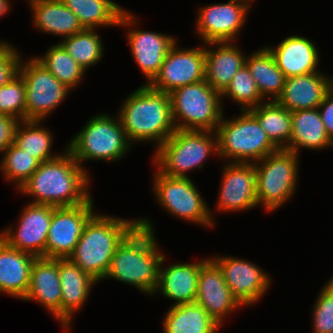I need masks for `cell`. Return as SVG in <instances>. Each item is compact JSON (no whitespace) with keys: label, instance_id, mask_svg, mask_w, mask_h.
Returning a JSON list of instances; mask_svg holds the SVG:
<instances>
[{"label":"cell","instance_id":"1","mask_svg":"<svg viewBox=\"0 0 333 333\" xmlns=\"http://www.w3.org/2000/svg\"><path fill=\"white\" fill-rule=\"evenodd\" d=\"M54 160L42 162L20 187V193L34 199L31 204L72 207L88 202L90 176L67 150Z\"/></svg>","mask_w":333,"mask_h":333},{"label":"cell","instance_id":"37","mask_svg":"<svg viewBox=\"0 0 333 333\" xmlns=\"http://www.w3.org/2000/svg\"><path fill=\"white\" fill-rule=\"evenodd\" d=\"M224 97H230L233 99L232 101L241 105V111L250 110L265 102L246 65L239 69L229 86L221 94V98Z\"/></svg>","mask_w":333,"mask_h":333},{"label":"cell","instance_id":"12","mask_svg":"<svg viewBox=\"0 0 333 333\" xmlns=\"http://www.w3.org/2000/svg\"><path fill=\"white\" fill-rule=\"evenodd\" d=\"M93 198L72 207H56L47 235L45 258L67 259L74 251L85 225L96 214Z\"/></svg>","mask_w":333,"mask_h":333},{"label":"cell","instance_id":"20","mask_svg":"<svg viewBox=\"0 0 333 333\" xmlns=\"http://www.w3.org/2000/svg\"><path fill=\"white\" fill-rule=\"evenodd\" d=\"M61 296L59 259L36 257L23 301L38 302L61 324Z\"/></svg>","mask_w":333,"mask_h":333},{"label":"cell","instance_id":"28","mask_svg":"<svg viewBox=\"0 0 333 333\" xmlns=\"http://www.w3.org/2000/svg\"><path fill=\"white\" fill-rule=\"evenodd\" d=\"M37 30L66 38L84 28L77 16L61 0H28Z\"/></svg>","mask_w":333,"mask_h":333},{"label":"cell","instance_id":"27","mask_svg":"<svg viewBox=\"0 0 333 333\" xmlns=\"http://www.w3.org/2000/svg\"><path fill=\"white\" fill-rule=\"evenodd\" d=\"M36 256L9 246L0 238V294L23 300Z\"/></svg>","mask_w":333,"mask_h":333},{"label":"cell","instance_id":"38","mask_svg":"<svg viewBox=\"0 0 333 333\" xmlns=\"http://www.w3.org/2000/svg\"><path fill=\"white\" fill-rule=\"evenodd\" d=\"M26 87L18 73L6 85L0 87V114L25 120Z\"/></svg>","mask_w":333,"mask_h":333},{"label":"cell","instance_id":"42","mask_svg":"<svg viewBox=\"0 0 333 333\" xmlns=\"http://www.w3.org/2000/svg\"><path fill=\"white\" fill-rule=\"evenodd\" d=\"M325 130L333 142V93L329 91L318 107Z\"/></svg>","mask_w":333,"mask_h":333},{"label":"cell","instance_id":"10","mask_svg":"<svg viewBox=\"0 0 333 333\" xmlns=\"http://www.w3.org/2000/svg\"><path fill=\"white\" fill-rule=\"evenodd\" d=\"M153 191L157 203L176 218L208 228L215 226L213 213L190 178L168 177L156 168Z\"/></svg>","mask_w":333,"mask_h":333},{"label":"cell","instance_id":"31","mask_svg":"<svg viewBox=\"0 0 333 333\" xmlns=\"http://www.w3.org/2000/svg\"><path fill=\"white\" fill-rule=\"evenodd\" d=\"M245 65L256 82L260 95L276 101L282 94L286 77L278 68L273 55L264 47L246 57Z\"/></svg>","mask_w":333,"mask_h":333},{"label":"cell","instance_id":"11","mask_svg":"<svg viewBox=\"0 0 333 333\" xmlns=\"http://www.w3.org/2000/svg\"><path fill=\"white\" fill-rule=\"evenodd\" d=\"M29 59L24 61L21 58L18 68L26 87L25 120L43 121L65 101L70 89L34 57Z\"/></svg>","mask_w":333,"mask_h":333},{"label":"cell","instance_id":"21","mask_svg":"<svg viewBox=\"0 0 333 333\" xmlns=\"http://www.w3.org/2000/svg\"><path fill=\"white\" fill-rule=\"evenodd\" d=\"M278 68L286 78L319 71V52L311 40L292 35L283 39L277 47L267 46Z\"/></svg>","mask_w":333,"mask_h":333},{"label":"cell","instance_id":"33","mask_svg":"<svg viewBox=\"0 0 333 333\" xmlns=\"http://www.w3.org/2000/svg\"><path fill=\"white\" fill-rule=\"evenodd\" d=\"M41 122L40 120L20 121L14 137V144L40 163L54 160L62 154L51 153L53 134L46 127H42L44 122Z\"/></svg>","mask_w":333,"mask_h":333},{"label":"cell","instance_id":"8","mask_svg":"<svg viewBox=\"0 0 333 333\" xmlns=\"http://www.w3.org/2000/svg\"><path fill=\"white\" fill-rule=\"evenodd\" d=\"M173 122L176 129H216L224 114L221 94L206 80L173 90L170 94Z\"/></svg>","mask_w":333,"mask_h":333},{"label":"cell","instance_id":"3","mask_svg":"<svg viewBox=\"0 0 333 333\" xmlns=\"http://www.w3.org/2000/svg\"><path fill=\"white\" fill-rule=\"evenodd\" d=\"M117 115L131 144L153 141L157 150L176 130L170 95L149 85L130 93Z\"/></svg>","mask_w":333,"mask_h":333},{"label":"cell","instance_id":"5","mask_svg":"<svg viewBox=\"0 0 333 333\" xmlns=\"http://www.w3.org/2000/svg\"><path fill=\"white\" fill-rule=\"evenodd\" d=\"M213 152L217 155L216 132L176 129L155 151L152 161L168 177L190 178L187 172L201 170Z\"/></svg>","mask_w":333,"mask_h":333},{"label":"cell","instance_id":"36","mask_svg":"<svg viewBox=\"0 0 333 333\" xmlns=\"http://www.w3.org/2000/svg\"><path fill=\"white\" fill-rule=\"evenodd\" d=\"M1 158L0 169L5 177V181L16 184L17 190L36 171L40 162L17 147L14 143L6 148Z\"/></svg>","mask_w":333,"mask_h":333},{"label":"cell","instance_id":"46","mask_svg":"<svg viewBox=\"0 0 333 333\" xmlns=\"http://www.w3.org/2000/svg\"><path fill=\"white\" fill-rule=\"evenodd\" d=\"M246 1L247 3H249L251 5V1L253 2L254 0H243Z\"/></svg>","mask_w":333,"mask_h":333},{"label":"cell","instance_id":"17","mask_svg":"<svg viewBox=\"0 0 333 333\" xmlns=\"http://www.w3.org/2000/svg\"><path fill=\"white\" fill-rule=\"evenodd\" d=\"M218 212H244L257 207L254 163L228 162L223 166Z\"/></svg>","mask_w":333,"mask_h":333},{"label":"cell","instance_id":"15","mask_svg":"<svg viewBox=\"0 0 333 333\" xmlns=\"http://www.w3.org/2000/svg\"><path fill=\"white\" fill-rule=\"evenodd\" d=\"M55 208L52 205L26 204L16 228L11 225L4 229L0 238L15 249L45 258L47 235Z\"/></svg>","mask_w":333,"mask_h":333},{"label":"cell","instance_id":"40","mask_svg":"<svg viewBox=\"0 0 333 333\" xmlns=\"http://www.w3.org/2000/svg\"><path fill=\"white\" fill-rule=\"evenodd\" d=\"M8 42L0 41V87L18 74L21 52Z\"/></svg>","mask_w":333,"mask_h":333},{"label":"cell","instance_id":"14","mask_svg":"<svg viewBox=\"0 0 333 333\" xmlns=\"http://www.w3.org/2000/svg\"><path fill=\"white\" fill-rule=\"evenodd\" d=\"M251 5L243 0H229L201 6L198 9L196 32L205 43L233 42L242 30Z\"/></svg>","mask_w":333,"mask_h":333},{"label":"cell","instance_id":"39","mask_svg":"<svg viewBox=\"0 0 333 333\" xmlns=\"http://www.w3.org/2000/svg\"><path fill=\"white\" fill-rule=\"evenodd\" d=\"M314 333H333V289L325 283L313 306Z\"/></svg>","mask_w":333,"mask_h":333},{"label":"cell","instance_id":"30","mask_svg":"<svg viewBox=\"0 0 333 333\" xmlns=\"http://www.w3.org/2000/svg\"><path fill=\"white\" fill-rule=\"evenodd\" d=\"M220 327L196 302L171 305L163 319L164 333H218Z\"/></svg>","mask_w":333,"mask_h":333},{"label":"cell","instance_id":"34","mask_svg":"<svg viewBox=\"0 0 333 333\" xmlns=\"http://www.w3.org/2000/svg\"><path fill=\"white\" fill-rule=\"evenodd\" d=\"M34 58L70 90L77 87L85 75L86 70L59 43L48 48L44 56Z\"/></svg>","mask_w":333,"mask_h":333},{"label":"cell","instance_id":"25","mask_svg":"<svg viewBox=\"0 0 333 333\" xmlns=\"http://www.w3.org/2000/svg\"><path fill=\"white\" fill-rule=\"evenodd\" d=\"M205 46L210 47L205 48V80L222 94L245 65L247 55L234 42H209Z\"/></svg>","mask_w":333,"mask_h":333},{"label":"cell","instance_id":"24","mask_svg":"<svg viewBox=\"0 0 333 333\" xmlns=\"http://www.w3.org/2000/svg\"><path fill=\"white\" fill-rule=\"evenodd\" d=\"M59 277L62 288L61 325L69 331L73 314L87 302L91 288L97 281L68 258L59 259Z\"/></svg>","mask_w":333,"mask_h":333},{"label":"cell","instance_id":"35","mask_svg":"<svg viewBox=\"0 0 333 333\" xmlns=\"http://www.w3.org/2000/svg\"><path fill=\"white\" fill-rule=\"evenodd\" d=\"M95 29H86L59 42L65 51L85 70L96 65L103 57L104 45Z\"/></svg>","mask_w":333,"mask_h":333},{"label":"cell","instance_id":"32","mask_svg":"<svg viewBox=\"0 0 333 333\" xmlns=\"http://www.w3.org/2000/svg\"><path fill=\"white\" fill-rule=\"evenodd\" d=\"M249 111L278 149H288L292 135V115L289 110L276 101L267 100Z\"/></svg>","mask_w":333,"mask_h":333},{"label":"cell","instance_id":"26","mask_svg":"<svg viewBox=\"0 0 333 333\" xmlns=\"http://www.w3.org/2000/svg\"><path fill=\"white\" fill-rule=\"evenodd\" d=\"M78 18L86 29L100 26L131 27L139 22L130 11L112 0H61Z\"/></svg>","mask_w":333,"mask_h":333},{"label":"cell","instance_id":"2","mask_svg":"<svg viewBox=\"0 0 333 333\" xmlns=\"http://www.w3.org/2000/svg\"><path fill=\"white\" fill-rule=\"evenodd\" d=\"M138 225L118 245L105 276L135 286L139 292L154 295L158 285L159 252L153 225L138 218Z\"/></svg>","mask_w":333,"mask_h":333},{"label":"cell","instance_id":"29","mask_svg":"<svg viewBox=\"0 0 333 333\" xmlns=\"http://www.w3.org/2000/svg\"><path fill=\"white\" fill-rule=\"evenodd\" d=\"M291 115L292 135L287 150L299 155L300 148L320 150L333 147L318 108L292 111Z\"/></svg>","mask_w":333,"mask_h":333},{"label":"cell","instance_id":"6","mask_svg":"<svg viewBox=\"0 0 333 333\" xmlns=\"http://www.w3.org/2000/svg\"><path fill=\"white\" fill-rule=\"evenodd\" d=\"M68 143L66 149L82 167L87 160H120L131 148L118 115L106 113L92 116Z\"/></svg>","mask_w":333,"mask_h":333},{"label":"cell","instance_id":"7","mask_svg":"<svg viewBox=\"0 0 333 333\" xmlns=\"http://www.w3.org/2000/svg\"><path fill=\"white\" fill-rule=\"evenodd\" d=\"M216 135L217 156L229 162L255 163L278 150L249 110L231 119L223 115Z\"/></svg>","mask_w":333,"mask_h":333},{"label":"cell","instance_id":"18","mask_svg":"<svg viewBox=\"0 0 333 333\" xmlns=\"http://www.w3.org/2000/svg\"><path fill=\"white\" fill-rule=\"evenodd\" d=\"M195 302L220 326L226 316L242 307L224 281L222 270L211 258L205 259L200 266Z\"/></svg>","mask_w":333,"mask_h":333},{"label":"cell","instance_id":"22","mask_svg":"<svg viewBox=\"0 0 333 333\" xmlns=\"http://www.w3.org/2000/svg\"><path fill=\"white\" fill-rule=\"evenodd\" d=\"M330 91V77L321 71L286 78L276 102L290 112L317 109Z\"/></svg>","mask_w":333,"mask_h":333},{"label":"cell","instance_id":"13","mask_svg":"<svg viewBox=\"0 0 333 333\" xmlns=\"http://www.w3.org/2000/svg\"><path fill=\"white\" fill-rule=\"evenodd\" d=\"M177 42L169 49L160 71L149 86L170 94L173 90L205 80V45L182 48Z\"/></svg>","mask_w":333,"mask_h":333},{"label":"cell","instance_id":"19","mask_svg":"<svg viewBox=\"0 0 333 333\" xmlns=\"http://www.w3.org/2000/svg\"><path fill=\"white\" fill-rule=\"evenodd\" d=\"M133 28H129L126 38L134 60L146 77L145 85H149L177 39L167 34Z\"/></svg>","mask_w":333,"mask_h":333},{"label":"cell","instance_id":"16","mask_svg":"<svg viewBox=\"0 0 333 333\" xmlns=\"http://www.w3.org/2000/svg\"><path fill=\"white\" fill-rule=\"evenodd\" d=\"M216 256L211 259L222 270L224 281L241 306L253 305L266 294L271 280L259 266L238 257Z\"/></svg>","mask_w":333,"mask_h":333},{"label":"cell","instance_id":"44","mask_svg":"<svg viewBox=\"0 0 333 333\" xmlns=\"http://www.w3.org/2000/svg\"><path fill=\"white\" fill-rule=\"evenodd\" d=\"M332 289H333V276L329 279L328 282H326Z\"/></svg>","mask_w":333,"mask_h":333},{"label":"cell","instance_id":"45","mask_svg":"<svg viewBox=\"0 0 333 333\" xmlns=\"http://www.w3.org/2000/svg\"><path fill=\"white\" fill-rule=\"evenodd\" d=\"M330 91L333 93V78H330Z\"/></svg>","mask_w":333,"mask_h":333},{"label":"cell","instance_id":"4","mask_svg":"<svg viewBox=\"0 0 333 333\" xmlns=\"http://www.w3.org/2000/svg\"><path fill=\"white\" fill-rule=\"evenodd\" d=\"M137 225V219L96 213L85 225L68 259L94 280L101 281L105 279L116 248Z\"/></svg>","mask_w":333,"mask_h":333},{"label":"cell","instance_id":"43","mask_svg":"<svg viewBox=\"0 0 333 333\" xmlns=\"http://www.w3.org/2000/svg\"><path fill=\"white\" fill-rule=\"evenodd\" d=\"M10 0H0V17L5 16L10 10Z\"/></svg>","mask_w":333,"mask_h":333},{"label":"cell","instance_id":"41","mask_svg":"<svg viewBox=\"0 0 333 333\" xmlns=\"http://www.w3.org/2000/svg\"><path fill=\"white\" fill-rule=\"evenodd\" d=\"M20 120L15 117L0 114V152L14 143L15 131Z\"/></svg>","mask_w":333,"mask_h":333},{"label":"cell","instance_id":"9","mask_svg":"<svg viewBox=\"0 0 333 333\" xmlns=\"http://www.w3.org/2000/svg\"><path fill=\"white\" fill-rule=\"evenodd\" d=\"M298 154L278 149L254 163L257 204L274 211L287 203L296 191L299 173Z\"/></svg>","mask_w":333,"mask_h":333},{"label":"cell","instance_id":"23","mask_svg":"<svg viewBox=\"0 0 333 333\" xmlns=\"http://www.w3.org/2000/svg\"><path fill=\"white\" fill-rule=\"evenodd\" d=\"M162 257L159 266L158 285L154 292L161 293L167 299L175 301L173 305L193 303L196 301L198 290V276L200 266L205 259L194 263H174L166 268L162 267L165 262Z\"/></svg>","mask_w":333,"mask_h":333}]
</instances>
